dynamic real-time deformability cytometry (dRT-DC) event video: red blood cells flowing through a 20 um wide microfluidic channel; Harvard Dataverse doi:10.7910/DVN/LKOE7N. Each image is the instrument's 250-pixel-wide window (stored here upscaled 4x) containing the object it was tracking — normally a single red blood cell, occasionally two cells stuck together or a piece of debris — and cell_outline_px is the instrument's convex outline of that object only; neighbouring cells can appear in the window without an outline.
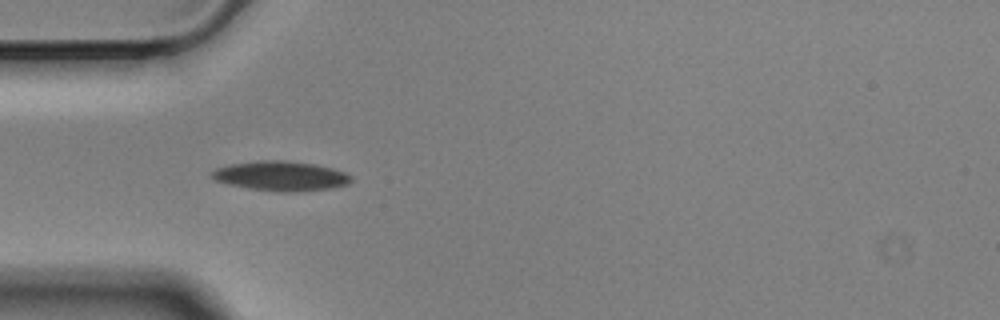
{"species": "Egyptian fruit bat (a non-hibernating species)", "species_latin": "Rousettus aegyptiacus", "temperature_condition": "cold", "stored_images_in_passage": 25, "camera_frame_rate_fps": 3000, "um_per_image_px": 0.085, "animal": {"sex": "male"}, "frame": {"image": 1, "passage_image": 4, "time_ms": 1.0, "image_size_px": [1000, 320], "cell_outline_px": [[352, 180], [348, 184], [332, 188], [296, 192], [280, 192], [248, 188], [216, 180], [208, 172], [216, 168], [232, 164], [256, 160], [284, 160], [316, 164], [332, 168], [344, 172], [352, 176]], "centroid_in_image_um": [23.9, 14.95], "position_along_channel_um": 61.1, "area_um2": 24.1}}
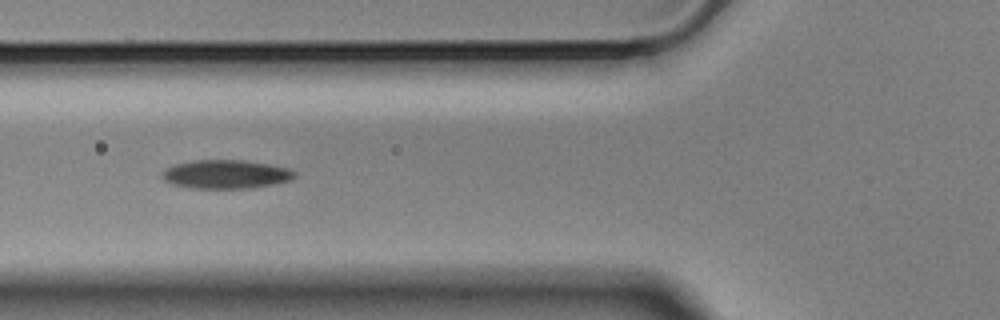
{"frame": {"image": 2, "passage_image": 8, "time_ms": 2.333, "image_size_px": [1000, 320], "cell_outline_px": [[296, 176], [288, 180], [272, 184], [252, 188], [192, 188], [172, 184], [164, 180], [164, 172], [168, 168], [176, 164], [196, 160], [244, 160], [268, 164], [288, 168], [296, 172]], "centroid_in_image_um": [19.23, 14.81], "position_along_channel_um": 106.6, "area_um2": 21.79}}
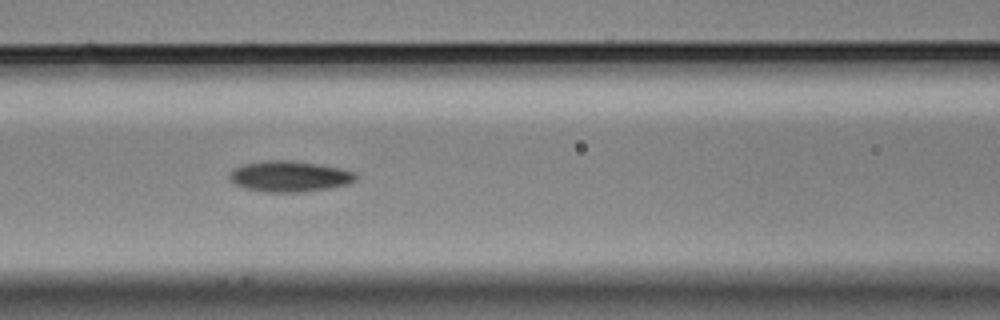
{"frame": {"image": 3, "passage_image": 11, "time_ms": 3.333, "image_size_px": [1000, 320], "cell_outline_px": [[356, 180], [348, 184], [328, 188], [300, 192], [264, 192], [244, 188], [236, 184], [228, 176], [232, 168], [240, 164], [268, 160], [292, 160], [340, 168], [356, 172]], "centroid_in_image_um": [24.57, 14.98], "position_along_channel_um": 142.0, "area_um2": 22.77}}